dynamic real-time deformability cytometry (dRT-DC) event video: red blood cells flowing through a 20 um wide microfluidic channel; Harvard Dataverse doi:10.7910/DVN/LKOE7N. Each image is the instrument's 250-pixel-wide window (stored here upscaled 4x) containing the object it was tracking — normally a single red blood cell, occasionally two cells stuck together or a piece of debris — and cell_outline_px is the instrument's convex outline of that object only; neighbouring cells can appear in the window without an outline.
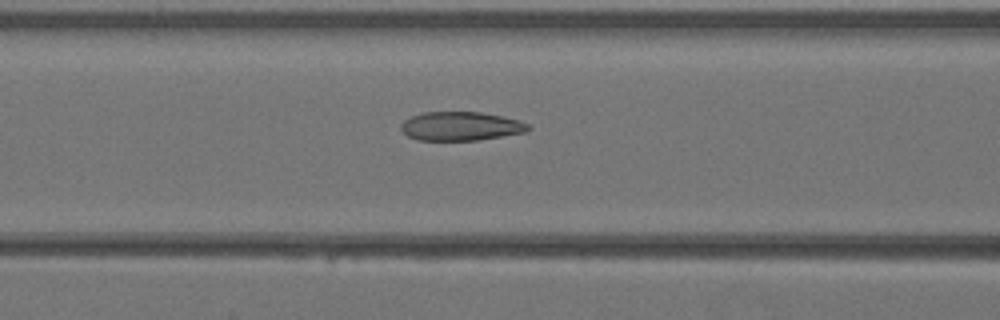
{"species": "Egyptian fruit bat (a non-hibernating species)", "species_latin": "Rousettus aegyptiacus", "temperature_condition": "warm", "stored_images_in_passage": 31, "camera_frame_rate_fps": 3000, "um_per_image_px": 0.085, "animal": {"sex": "female"}, "frame": {"image": 1, "passage_image": 6, "time_ms": 1.667, "image_size_px": [1000, 320], "cell_outline_px": [[528, 128], [524, 132], [476, 140], [420, 140], [408, 136], [400, 128], [400, 124], [404, 120], [412, 116], [424, 112], [480, 112], [504, 116], [528, 124]], "centroid_in_image_um": [39.11, 10.72], "position_along_channel_um": 127.5, "area_um2": 21.04}}
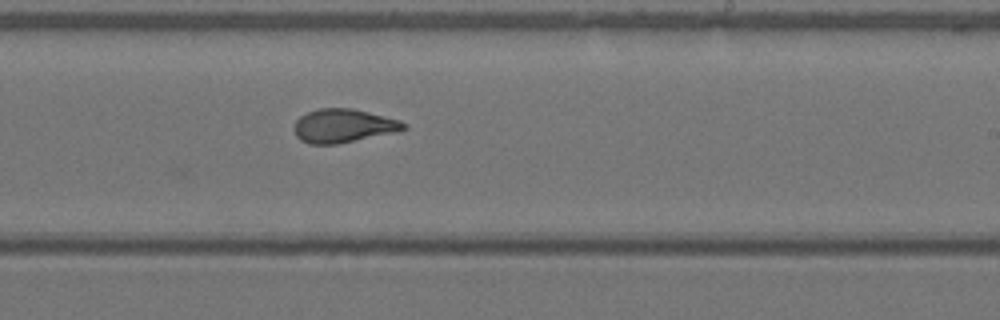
{"frame": {"image": 2, "passage_image": 14, "time_ms": 4.333, "image_size_px": [1000, 320], "cell_outline_px": [[408, 128], [392, 132], [336, 144], [308, 144], [300, 140], [296, 136], [292, 128], [296, 120], [300, 116], [308, 112], [320, 108], [352, 108], [400, 120], [408, 124]], "centroid_in_image_um": [29.13, 10.69], "position_along_channel_um": 259.9, "area_um2": 21.33}}
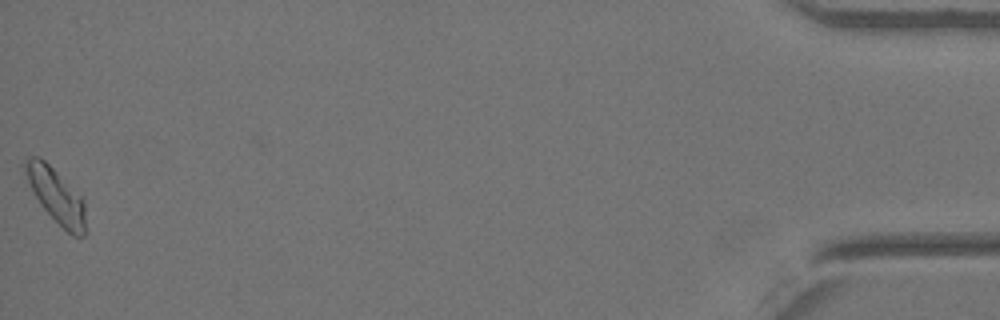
{"frame": {"image": 3, "passage_image": 31, "time_ms": 10.0, "image_size_px": [1000, 320], "cell_outline_px": [[88, 232], [84, 236], [72, 236], [40, 204], [24, 172], [24, 160], [32, 156], [40, 156], [84, 200]], "centroid_in_image_um": [4.82, 16.67], "position_along_channel_um": 430.4, "area_um2": 18.84}}